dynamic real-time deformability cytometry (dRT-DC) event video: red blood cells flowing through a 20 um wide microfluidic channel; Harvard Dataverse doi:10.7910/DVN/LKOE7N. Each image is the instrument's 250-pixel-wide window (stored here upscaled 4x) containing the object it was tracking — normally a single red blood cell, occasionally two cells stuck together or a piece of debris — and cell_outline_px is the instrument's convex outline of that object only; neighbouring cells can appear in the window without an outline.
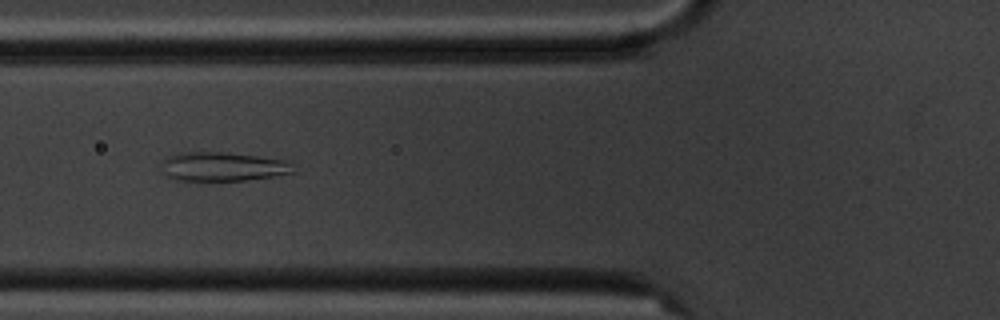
{"species": "common noctule bat (a hibernating species)", "species_latin": "Nyctalus noctula", "temperature_condition": "cold", "stored_images_in_passage": 8, "camera_frame_rate_fps": 3000, "um_per_image_px": 0.085, "animal": {"sex": "male", "body_mass_g": 20.1, "forearm_length_mm": 53.5}, "frame": {"image": 1, "passage_image": 6, "time_ms": 6.0, "image_size_px": [1000, 320], "cell_outline_px": [[296, 172], [248, 180], [172, 180], [160, 172], [164, 160], [168, 156], [184, 152], [224, 152], [292, 160]], "centroid_in_image_um": [18.97, 14.16], "position_along_channel_um": 106.8, "area_um2": 22.6}}